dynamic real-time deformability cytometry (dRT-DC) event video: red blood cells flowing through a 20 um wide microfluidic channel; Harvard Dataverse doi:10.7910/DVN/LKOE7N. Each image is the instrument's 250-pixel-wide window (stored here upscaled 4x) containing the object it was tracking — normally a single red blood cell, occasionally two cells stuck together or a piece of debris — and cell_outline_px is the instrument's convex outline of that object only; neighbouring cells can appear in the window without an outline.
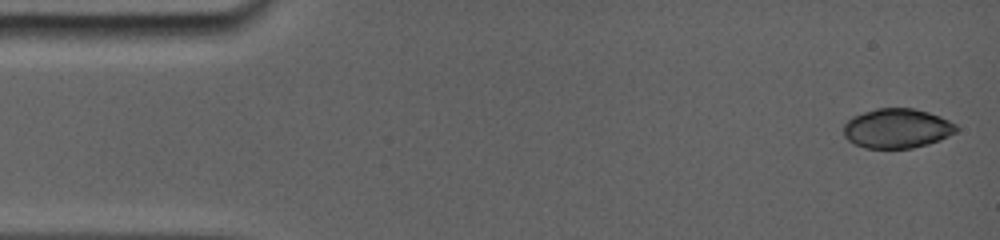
{"species": "common noctule bat (a hibernating species)", "species_latin": "Nyctalus noctula", "temperature_condition": "room temperature", "stored_images_in_passage": 6, "camera_frame_rate_fps": 5000, "um_per_image_px": 0.085, "animal": {"sex": "female", "body_mass_g": 19.0, "forearm_length_mm": 56.7}, "frame": {"image": 1, "passage_image": 1, "time_ms": 0.0, "image_size_px": [1000, 240], "cell_outline_px": [[956, 132], [936, 140], [924, 144], [908, 148], [868, 148], [856, 144], [844, 136], [844, 124], [848, 120], [864, 112], [876, 108], [912, 108], [928, 112], [948, 120], [956, 128]], "centroid_in_image_um": [76.2, 10.9], "position_along_channel_um": 8.8, "area_um2": 25.2}}
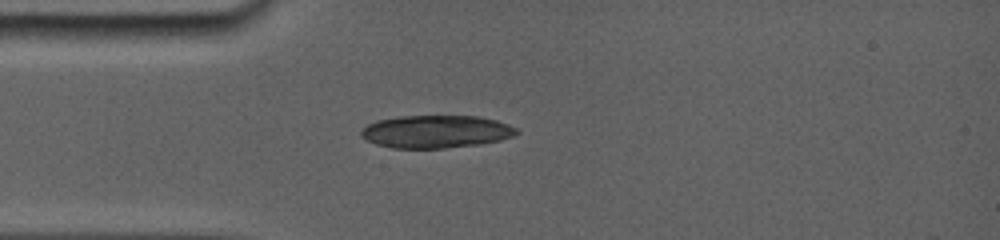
{"frame": {"image": 2, "passage_image": 6, "time_ms": 3.8, "image_size_px": [1000, 240], "cell_outline_px": [[516, 132], [508, 136], [496, 140], [472, 144], [440, 148], [396, 148], [376, 144], [368, 140], [360, 132], [368, 124], [380, 120], [400, 116], [476, 116], [496, 120], [516, 128]], "centroid_in_image_um": [36.99, 11.17], "position_along_channel_um": 48.0, "area_um2": 28.61}}